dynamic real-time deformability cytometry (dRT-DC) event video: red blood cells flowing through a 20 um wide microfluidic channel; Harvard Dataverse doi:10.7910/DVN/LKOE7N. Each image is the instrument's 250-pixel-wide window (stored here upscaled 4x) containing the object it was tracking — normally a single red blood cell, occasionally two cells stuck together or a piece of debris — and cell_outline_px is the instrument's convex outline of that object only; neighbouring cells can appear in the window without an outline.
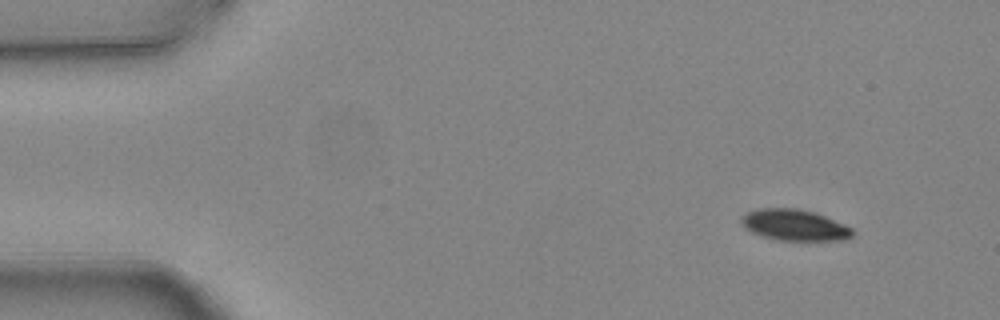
{"species": "common noctule bat (a hibernating species)", "species_latin": "Nyctalus noctula", "temperature_condition": "warm", "stored_images_in_passage": 3, "camera_frame_rate_fps": 3000, "um_per_image_px": 0.085, "animal": {"sex": "female", "body_mass_g": 24.6, "forearm_length_mm": 56.2}, "frame": {"image": 1, "passage_image": 1, "time_ms": 0.0, "image_size_px": [1000, 320], "cell_outline_px": [[852, 236], [844, 240], [780, 240], [764, 236], [752, 232], [740, 220], [748, 212], [756, 208], [796, 208], [816, 212], [844, 224], [852, 228]], "centroid_in_image_um": [67.57, 19.11], "position_along_channel_um": 17.4, "area_um2": 19.88}}